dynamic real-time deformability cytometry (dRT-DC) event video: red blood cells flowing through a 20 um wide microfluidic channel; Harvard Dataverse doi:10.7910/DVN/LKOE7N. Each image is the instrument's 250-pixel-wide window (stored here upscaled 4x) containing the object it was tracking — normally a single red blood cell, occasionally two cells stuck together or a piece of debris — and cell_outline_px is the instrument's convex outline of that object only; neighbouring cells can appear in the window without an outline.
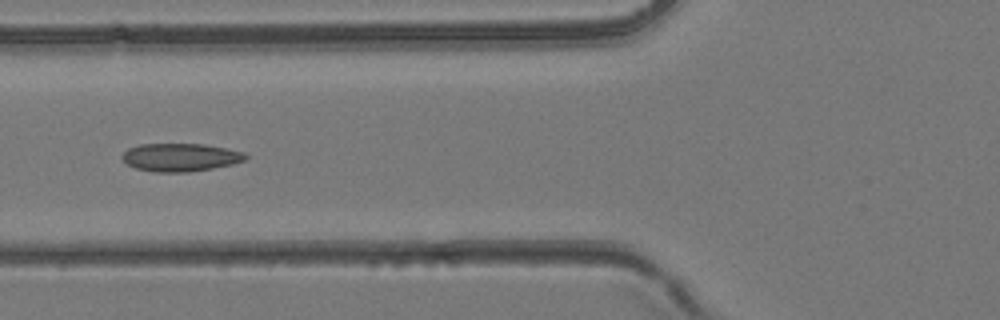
{"species": "common noctule bat (a hibernating species)", "species_latin": "Nyctalus noctula", "temperature_condition": "room temperature", "stored_images_in_passage": 43, "camera_frame_rate_fps": 3000, "um_per_image_px": 0.085, "animal": {"sex": "female", "body_mass_g": 24.6, "forearm_length_mm": 56.2}, "frame": {"image": 1, "passage_image": 17, "time_ms": 5.333, "image_size_px": [1000, 320], "cell_outline_px": [[248, 156], [244, 160], [232, 164], [212, 168], [188, 172], [152, 172], [136, 168], [128, 164], [120, 156], [128, 148], [140, 144], [204, 144], [244, 152]], "centroid_in_image_um": [15.31, 13.37], "position_along_channel_um": 110.5, "area_um2": 20.06}}
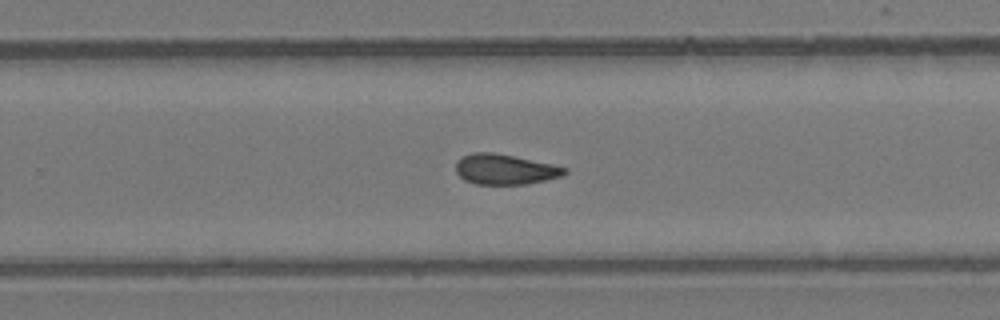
{"frame": {"image": 2, "passage_image": 28, "time_ms": 9.0, "image_size_px": [1000, 320], "cell_outline_px": [[568, 172], [564, 176], [524, 184], [476, 184], [464, 180], [456, 172], [456, 160], [472, 152], [492, 152], [552, 164], [568, 168]], "centroid_in_image_um": [42.92, 14.39], "position_along_channel_um": 286.9, "area_um2": 19.13}}
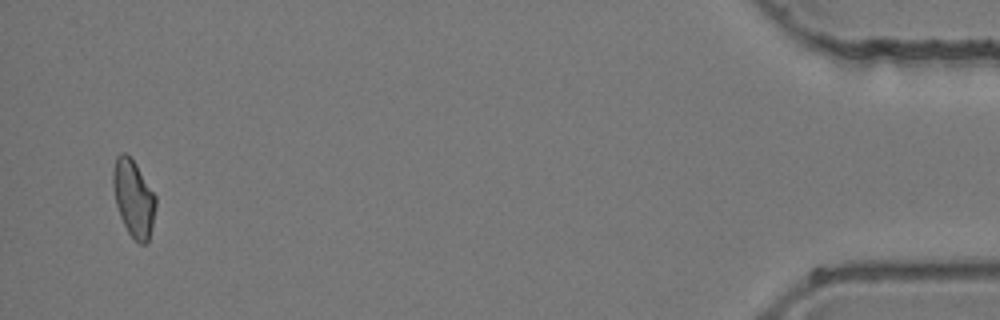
{"frame": {"image": 3, "passage_image": 42, "time_ms": 13.667, "image_size_px": [1000, 320], "cell_outline_px": [[156, 208], [152, 228], [148, 244], [140, 244], [128, 232], [120, 216], [116, 204], [112, 184], [112, 172], [116, 156], [120, 152], [124, 152], [136, 164], [156, 196]], "centroid_in_image_um": [11.35, 16.86], "position_along_channel_um": 423.8, "area_um2": 19.19}}